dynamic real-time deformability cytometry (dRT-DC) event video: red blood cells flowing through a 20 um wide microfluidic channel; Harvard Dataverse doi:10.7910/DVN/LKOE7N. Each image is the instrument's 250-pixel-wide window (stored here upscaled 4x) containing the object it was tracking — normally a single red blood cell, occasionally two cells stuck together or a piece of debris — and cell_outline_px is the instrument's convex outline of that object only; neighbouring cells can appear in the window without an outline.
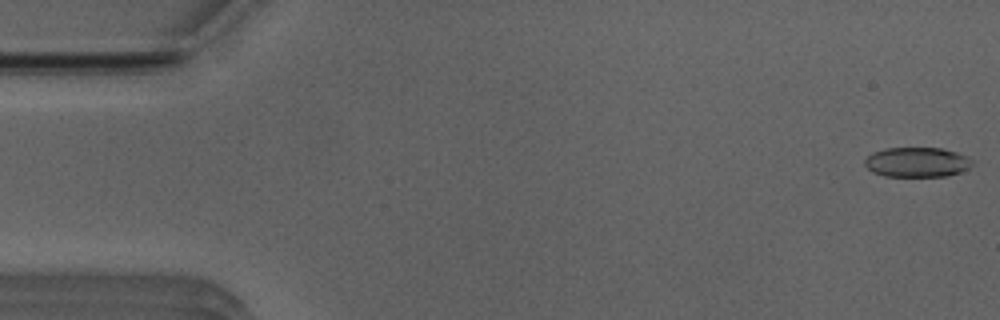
{"species": "Egyptian fruit bat (a non-hibernating species)", "species_latin": "Rousettus aegyptiacus", "temperature_condition": "room temperature", "stored_images_in_passage": 16, "camera_frame_rate_fps": 3000, "um_per_image_px": 0.085, "animal": {"sex": "male"}, "frame": {"image": 1, "passage_image": 1, "time_ms": 0.0, "image_size_px": [1000, 320], "cell_outline_px": [[972, 164], [968, 168], [960, 172], [948, 176], [884, 176], [872, 172], [864, 164], [864, 160], [872, 152], [884, 148], [940, 148], [956, 152], [972, 160]], "centroid_in_image_um": [77.9, 13.79], "position_along_channel_um": 7.1, "area_um2": 18.61}}
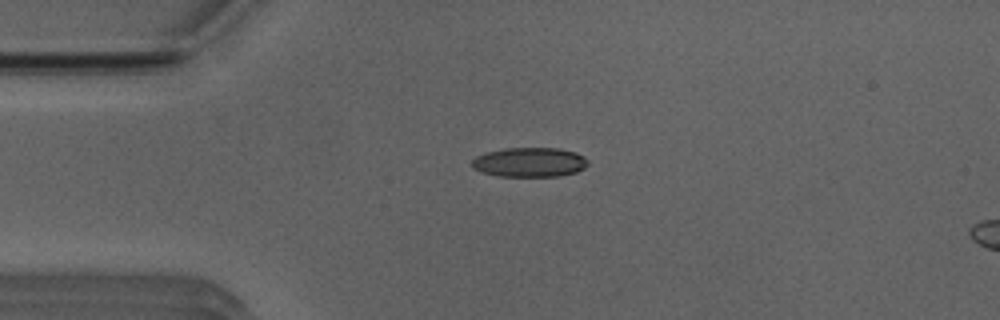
{"frame": {"image": 2, "passage_image": 12, "time_ms": 3.667, "image_size_px": [1000, 320], "cell_outline_px": [[588, 164], [584, 168], [576, 172], [560, 176], [496, 176], [472, 168], [472, 160], [476, 156], [488, 152], [504, 148], [560, 148], [576, 152], [584, 156], [588, 160]], "centroid_in_image_um": [45.04, 13.78], "position_along_channel_um": 40.0, "area_um2": 20.0}}